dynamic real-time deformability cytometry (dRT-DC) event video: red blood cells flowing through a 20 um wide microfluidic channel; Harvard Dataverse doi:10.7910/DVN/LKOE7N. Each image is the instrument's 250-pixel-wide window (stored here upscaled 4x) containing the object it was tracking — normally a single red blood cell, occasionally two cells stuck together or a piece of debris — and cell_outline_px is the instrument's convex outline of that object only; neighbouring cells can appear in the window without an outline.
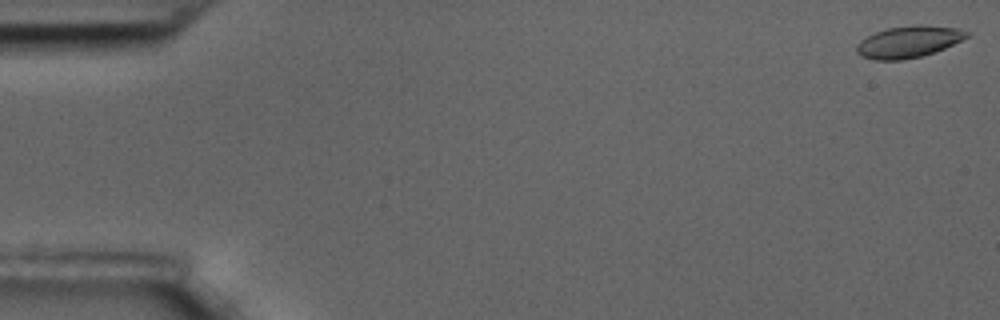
{"species": "common noctule bat (a hibernating species)", "species_latin": "Nyctalus noctula", "temperature_condition": "room temperature", "stored_images_in_passage": 15, "camera_frame_rate_fps": 3000, "um_per_image_px": 0.085, "animal": {"sex": "male", "body_mass_g": 17.5, "forearm_length_mm": 52.3}, "frame": {"image": 1, "passage_image": 1, "time_ms": 0.0, "image_size_px": [1000, 320], "cell_outline_px": [[972, 36], [944, 48], [920, 56], [904, 60], [876, 60], [860, 56], [856, 52], [856, 44], [860, 40], [876, 32], [888, 28], [916, 24], [920, 24], [960, 28], [972, 32]], "centroid_in_image_um": [77.27, 3.54], "position_along_channel_um": 7.7, "area_um2": 20.58}}